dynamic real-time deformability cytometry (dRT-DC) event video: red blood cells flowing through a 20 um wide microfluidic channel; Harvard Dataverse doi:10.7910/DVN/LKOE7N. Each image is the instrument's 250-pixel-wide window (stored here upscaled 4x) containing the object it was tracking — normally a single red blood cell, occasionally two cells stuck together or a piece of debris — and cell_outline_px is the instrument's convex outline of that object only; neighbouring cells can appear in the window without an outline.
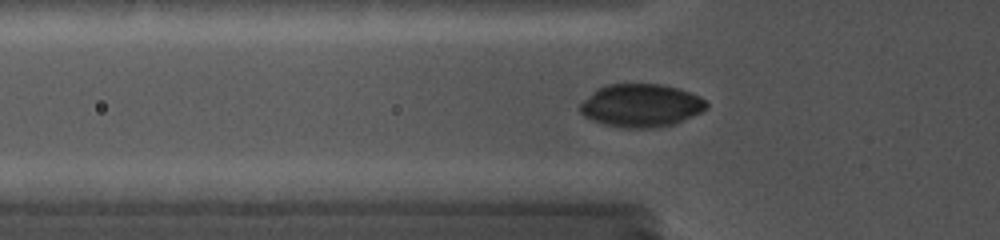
{"species": "common noctule bat (a hibernating species)", "species_latin": "Nyctalus noctula", "temperature_condition": "cold", "stored_images_in_passage": 33, "camera_frame_rate_fps": 5000, "um_per_image_px": 0.085, "animal": {"sex": "female", "body_mass_g": 19.0, "forearm_length_mm": 56.7}, "frame": {"image": 1, "passage_image": 13, "time_ms": 5.8, "image_size_px": [1000, 240], "cell_outline_px": [[708, 108], [676, 124], [652, 128], [620, 128], [604, 124], [592, 120], [584, 116], [580, 112], [580, 104], [592, 92], [608, 84], [660, 84], [680, 88], [700, 96], [708, 104]], "centroid_in_image_um": [54.51, 8.97], "position_along_channel_um": 71.3, "area_um2": 31.79}}
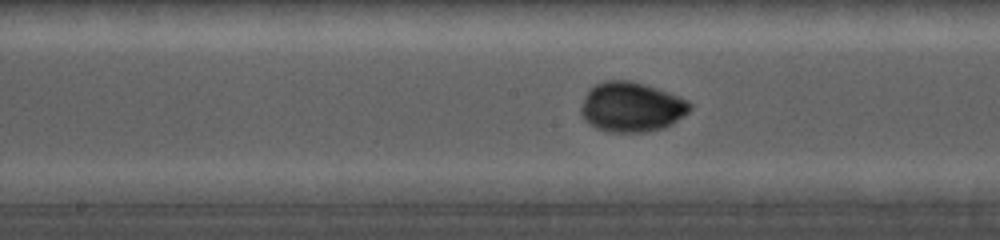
{"frame": {"image": 2, "passage_image": 21, "time_ms": 9.0, "image_size_px": [1000, 240], "cell_outline_px": [[692, 108], [688, 112], [672, 124], [664, 128], [644, 132], [608, 132], [596, 128], [584, 120], [580, 112], [580, 108], [584, 96], [588, 88], [604, 80], [632, 80], [668, 92], [688, 100], [692, 104]], "centroid_in_image_um": [53.65, 9.09], "position_along_channel_um": 194.6, "area_um2": 31.91}}
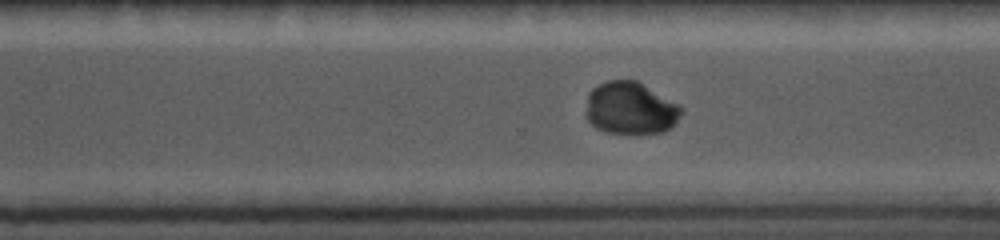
{"frame": {"image": 3, "passage_image": 29, "time_ms": 12.2, "image_size_px": [1000, 240], "cell_outline_px": [[684, 112], [672, 128], [664, 132], [636, 136], [604, 132], [596, 128], [588, 120], [588, 92], [592, 88], [608, 80], [636, 80], [684, 108]], "centroid_in_image_um": [53.63, 9.26], "position_along_channel_um": 317.0, "area_um2": 29.59}}